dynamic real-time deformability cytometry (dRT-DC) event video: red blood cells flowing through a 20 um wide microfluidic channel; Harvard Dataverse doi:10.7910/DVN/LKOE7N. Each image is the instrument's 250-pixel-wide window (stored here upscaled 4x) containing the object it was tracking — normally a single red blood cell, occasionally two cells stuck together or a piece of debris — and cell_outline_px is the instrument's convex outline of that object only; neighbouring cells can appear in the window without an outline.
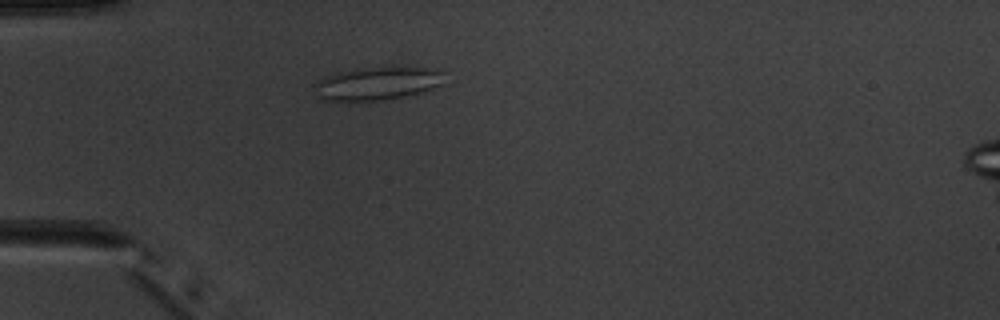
{"species": "common noctule bat (a hibernating species)", "species_latin": "Nyctalus noctula", "temperature_condition": "warm", "stored_images_in_passage": 2, "camera_frame_rate_fps": 3000, "um_per_image_px": 0.085, "animal": {"sex": "male", "body_mass_g": 20.1, "forearm_length_mm": 53.5}, "frame": {"image": 1, "passage_image": 2, "time_ms": 1.0, "image_size_px": [1000, 320], "cell_outline_px": [[444, 84], [416, 96], [388, 100], [324, 100], [316, 96], [316, 80], [324, 76], [336, 72], [384, 64], [428, 68], [444, 72]], "centroid_in_image_um": [32.17, 7.06], "position_along_channel_um": 52.8, "area_um2": 26.36}}